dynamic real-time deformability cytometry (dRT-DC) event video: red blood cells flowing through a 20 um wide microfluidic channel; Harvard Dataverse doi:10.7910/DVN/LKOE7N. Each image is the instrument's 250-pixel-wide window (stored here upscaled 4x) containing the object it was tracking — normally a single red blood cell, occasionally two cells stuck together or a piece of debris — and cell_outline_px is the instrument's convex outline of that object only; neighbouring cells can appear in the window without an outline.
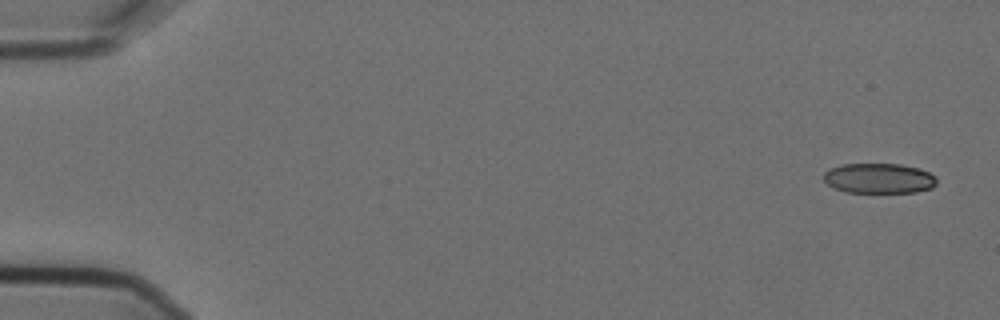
{"species": "Egyptian fruit bat (a non-hibernating species)", "species_latin": "Rousettus aegyptiacus", "temperature_condition": "cold", "stored_images_in_passage": 5, "camera_frame_rate_fps": 3000, "um_per_image_px": 0.085, "animal": {"sex": "female"}, "frame": {"image": 1, "passage_image": 1, "time_ms": 0.0, "image_size_px": [1000, 320], "cell_outline_px": [[936, 184], [932, 188], [916, 192], [844, 192], [832, 188], [824, 180], [824, 172], [832, 168], [844, 164], [900, 164], [920, 168], [936, 176]], "centroid_in_image_um": [74.72, 15.16], "position_along_channel_um": 10.3, "area_um2": 19.88}}
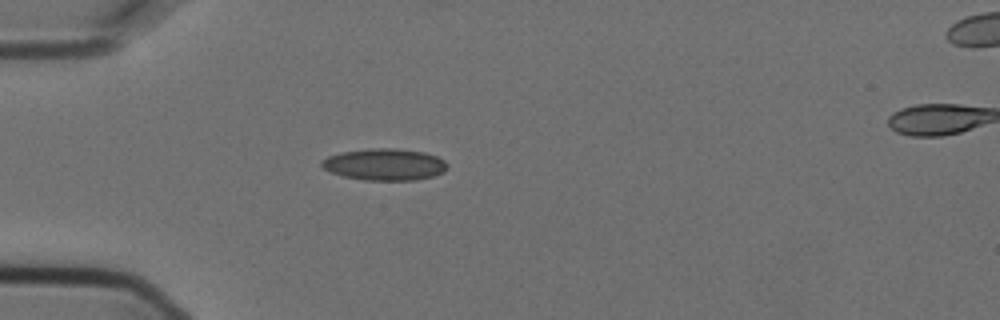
{"frame": {"image": 2, "passage_image": 4, "time_ms": 1.0, "image_size_px": [1000, 320], "cell_outline_px": [[448, 168], [444, 172], [432, 176], [416, 180], [364, 180], [344, 176], [332, 172], [324, 168], [320, 164], [320, 160], [328, 156], [340, 152], [372, 148], [396, 148], [424, 152], [436, 156], [444, 160], [448, 164]], "centroid_in_image_um": [32.7, 13.97], "position_along_channel_um": 52.3, "area_um2": 23.29}}